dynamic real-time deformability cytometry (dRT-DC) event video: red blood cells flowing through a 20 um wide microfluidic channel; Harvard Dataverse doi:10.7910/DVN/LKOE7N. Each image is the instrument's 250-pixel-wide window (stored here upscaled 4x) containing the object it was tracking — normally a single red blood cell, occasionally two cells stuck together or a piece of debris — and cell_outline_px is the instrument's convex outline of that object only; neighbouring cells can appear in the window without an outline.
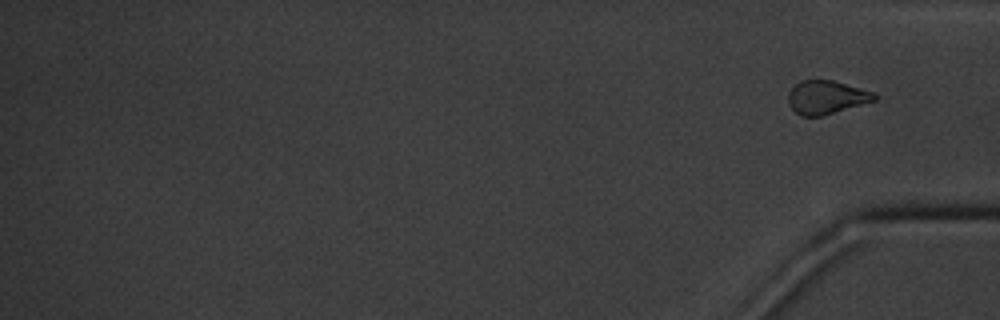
{"species": "common noctule bat (a hibernating species)", "species_latin": "Nyctalus noctula", "temperature_condition": "cold", "stored_images_in_passage": 17, "segment_of_instrument_passage": [2, 2], "camera_frame_rate_fps": 3000, "um_per_image_px": 0.085, "animal": {"sex": "male", "body_mass_g": 20.1, "forearm_length_mm": 53.5}, "frame": {"image": 1, "passage_image": 17, "time_ms": 18.667, "image_size_px": [1000, 320], "cell_outline_px": [[876, 100], [824, 116], [800, 116], [788, 104], [788, 92], [800, 80], [832, 80], [876, 92]], "centroid_in_image_um": [70.25, 8.27], "position_along_channel_um": 365.0, "area_um2": 16.94}}